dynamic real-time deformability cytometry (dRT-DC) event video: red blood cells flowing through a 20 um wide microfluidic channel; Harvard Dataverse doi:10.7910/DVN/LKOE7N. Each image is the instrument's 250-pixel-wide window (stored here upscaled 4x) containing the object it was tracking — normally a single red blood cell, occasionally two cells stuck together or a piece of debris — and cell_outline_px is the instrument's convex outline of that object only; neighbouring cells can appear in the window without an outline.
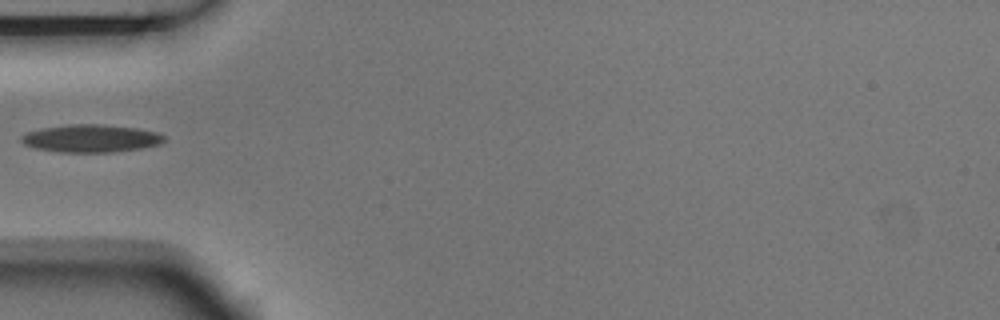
{"species": "Egyptian fruit bat (a non-hibernating species)", "species_latin": "Rousettus aegyptiacus", "temperature_condition": "room temperature", "stored_images_in_passage": 5, "camera_frame_rate_fps": 3000, "um_per_image_px": 0.085, "animal": {"sex": "male"}, "frame": {"image": 1, "passage_image": 5, "time_ms": 1.333, "image_size_px": [1000, 320], "cell_outline_px": [[164, 140], [160, 144], [140, 148], [112, 152], [60, 152], [36, 148], [24, 144], [20, 140], [20, 136], [24, 132], [40, 128], [68, 124], [100, 124], [136, 128], [156, 132], [164, 136]], "centroid_in_image_um": [7.67, 11.75], "position_along_channel_um": 77.3, "area_um2": 23.06}}